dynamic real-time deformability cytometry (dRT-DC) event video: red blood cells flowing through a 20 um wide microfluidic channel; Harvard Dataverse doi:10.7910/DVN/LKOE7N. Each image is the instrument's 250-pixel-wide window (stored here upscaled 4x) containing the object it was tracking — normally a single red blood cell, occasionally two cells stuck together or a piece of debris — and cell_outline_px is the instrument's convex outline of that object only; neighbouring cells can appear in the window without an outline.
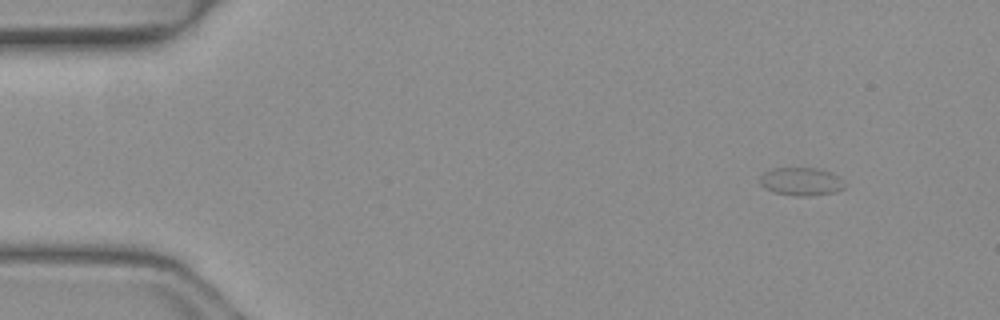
{"species": "common noctule bat (a hibernating species)", "species_latin": "Nyctalus noctula", "temperature_condition": "warm", "stored_images_in_passage": 46, "camera_frame_rate_fps": 3000, "um_per_image_px": 0.085, "animal": {"sex": "female", "body_mass_g": 19.3, "forearm_length_mm": 54.1}, "frame": {"image": 1, "passage_image": 1, "time_ms": 0.0, "image_size_px": [1000, 320], "cell_outline_px": [[844, 188], [836, 192], [808, 196], [796, 196], [776, 192], [764, 188], [760, 184], [760, 176], [764, 172], [772, 168], [816, 168], [832, 172], [840, 176], [844, 184]], "centroid_in_image_um": [68.11, 15.42], "position_along_channel_um": 16.9, "area_um2": 13.93}}
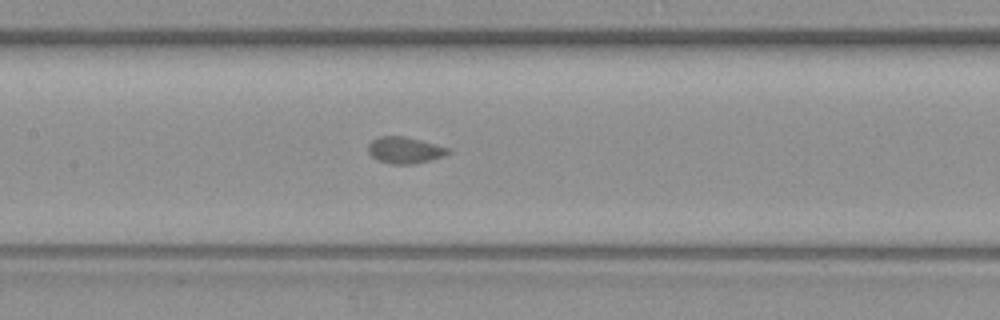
{"frame": {"image": 2, "passage_image": 20, "time_ms": 6.333, "image_size_px": [1000, 320], "cell_outline_px": [[452, 152], [444, 156], [412, 164], [388, 164], [372, 156], [368, 152], [368, 144], [372, 140], [380, 136], [404, 136], [420, 140], [448, 148]], "centroid_in_image_um": [34.39, 12.76], "position_along_channel_um": 173.0, "area_um2": 12.2}}
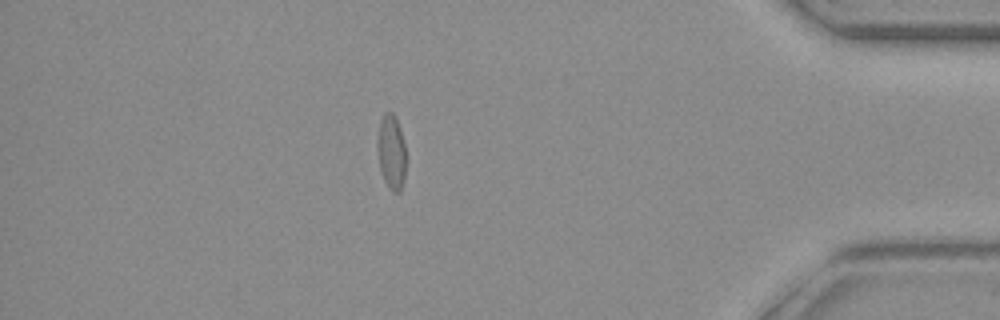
{"frame": {"image": 3, "passage_image": 40, "time_ms": 13.0, "image_size_px": [1000, 320], "cell_outline_px": [[404, 180], [400, 192], [392, 192], [388, 188], [380, 172], [376, 148], [376, 144], [380, 120], [384, 112], [392, 112], [396, 116], [400, 128], [404, 144]], "centroid_in_image_um": [33.22, 12.92], "position_along_channel_um": 402.0, "area_um2": 12.6}}